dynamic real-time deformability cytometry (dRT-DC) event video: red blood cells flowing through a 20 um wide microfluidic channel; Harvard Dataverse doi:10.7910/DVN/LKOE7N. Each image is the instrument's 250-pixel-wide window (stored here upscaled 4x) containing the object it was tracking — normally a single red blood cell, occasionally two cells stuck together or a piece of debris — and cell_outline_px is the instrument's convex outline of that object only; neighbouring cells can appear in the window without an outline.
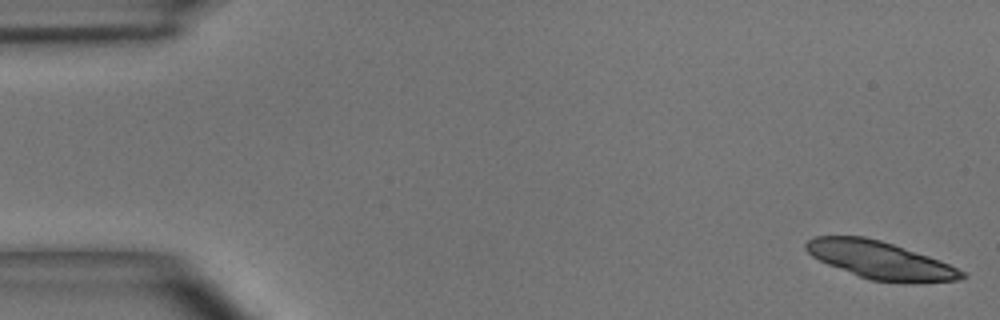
{"species": "common noctule bat (a hibernating species)", "species_latin": "Nyctalus noctula", "temperature_condition": "room temperature", "stored_images_in_passage": 5, "segment_of_instrument_passage": [1, 2], "camera_frame_rate_fps": 3000, "um_per_image_px": 0.085, "animal": {"sex": "male", "body_mass_g": 15.6}, "frame": {"image": 1, "passage_image": 1, "time_ms": 0.0, "image_size_px": [1000, 320], "cell_outline_px": [[968, 276], [960, 280], [912, 284], [872, 280], [860, 276], [828, 264], [812, 256], [804, 248], [804, 244], [808, 240], [816, 236], [864, 236], [880, 240], [940, 260], [964, 272]], "centroid_in_image_um": [74.85, 22.13], "position_along_channel_um": 10.1, "area_um2": 33.99}}